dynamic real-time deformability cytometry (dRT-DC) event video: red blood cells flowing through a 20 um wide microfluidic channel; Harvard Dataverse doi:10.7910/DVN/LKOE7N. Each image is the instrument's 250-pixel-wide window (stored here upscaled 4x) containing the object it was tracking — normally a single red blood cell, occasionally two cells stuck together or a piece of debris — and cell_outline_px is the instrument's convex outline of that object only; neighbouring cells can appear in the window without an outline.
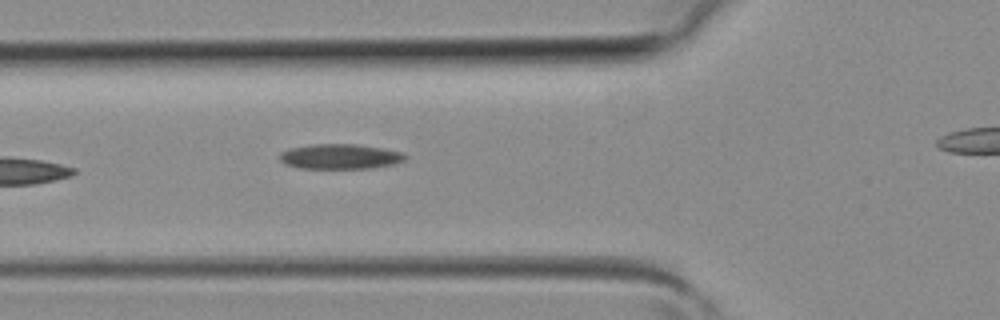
{"species": "common noctule bat (a hibernating species)", "species_latin": "Nyctalus noctula", "temperature_condition": "room temperature", "stored_images_in_passage": 5, "segment_of_instrument_passage": [1, 2], "camera_frame_rate_fps": 3000, "um_per_image_px": 0.085, "animal": {"sex": "female", "body_mass_g": 19.3, "forearm_length_mm": 54.1}, "frame": {"image": 1, "passage_image": 4, "time_ms": 1.0, "image_size_px": [1000, 320], "cell_outline_px": [[408, 156], [404, 160], [396, 164], [372, 168], [300, 168], [284, 164], [280, 160], [280, 152], [288, 148], [312, 144], [356, 144], [384, 148], [400, 152]], "centroid_in_image_um": [28.9, 13.3], "position_along_channel_um": 96.9, "area_um2": 18.44}}